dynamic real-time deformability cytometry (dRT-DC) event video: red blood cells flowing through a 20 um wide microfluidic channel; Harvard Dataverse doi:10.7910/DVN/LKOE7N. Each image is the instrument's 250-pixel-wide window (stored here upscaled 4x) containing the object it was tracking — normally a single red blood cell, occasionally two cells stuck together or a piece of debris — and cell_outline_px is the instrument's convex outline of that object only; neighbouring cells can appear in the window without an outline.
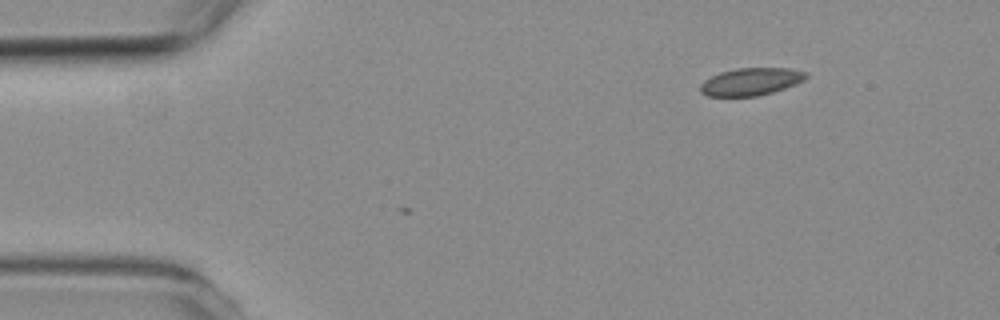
{"species": "common noctule bat (a hibernating species)", "species_latin": "Nyctalus noctula", "temperature_condition": "room temperature", "stored_images_in_passage": 4, "segment_of_instrument_passage": [1, 2], "camera_frame_rate_fps": 3000, "um_per_image_px": 0.085, "animal": {"sex": "female", "body_mass_g": 19.3, "forearm_length_mm": 54.1}, "frame": {"image": 1, "passage_image": 1, "time_ms": 0.0, "image_size_px": [1000, 320], "cell_outline_px": [[808, 76], [804, 80], [796, 84], [772, 92], [756, 96], [708, 96], [700, 92], [700, 84], [704, 80], [720, 72], [736, 68], [788, 68], [808, 72]], "centroid_in_image_um": [63.83, 6.93], "position_along_channel_um": 21.2, "area_um2": 16.94}}